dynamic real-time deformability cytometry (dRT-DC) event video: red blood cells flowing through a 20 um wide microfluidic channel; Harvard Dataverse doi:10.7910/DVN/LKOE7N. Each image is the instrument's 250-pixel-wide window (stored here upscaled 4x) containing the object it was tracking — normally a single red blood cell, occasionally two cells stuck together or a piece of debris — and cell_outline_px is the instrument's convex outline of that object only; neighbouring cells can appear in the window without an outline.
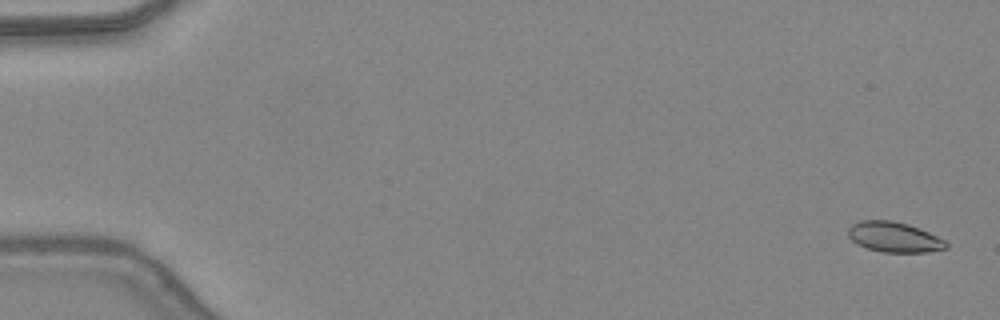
{"species": "common noctule bat (a hibernating species)", "species_latin": "Nyctalus noctula", "temperature_condition": "warm", "stored_images_in_passage": 48, "camera_frame_rate_fps": 3000, "um_per_image_px": 0.085, "animal": {"sex": "female", "body_mass_g": 24.6, "forearm_length_mm": 56.2}, "frame": {"image": 1, "passage_image": 2, "time_ms": 0.333, "image_size_px": [1000, 320], "cell_outline_px": [[948, 248], [928, 252], [884, 252], [868, 248], [856, 244], [848, 236], [848, 228], [852, 224], [860, 220], [892, 220], [908, 224], [928, 232], [944, 240], [948, 244]], "centroid_in_image_um": [75.98, 20.15], "position_along_channel_um": 9.0, "area_um2": 17.22}}
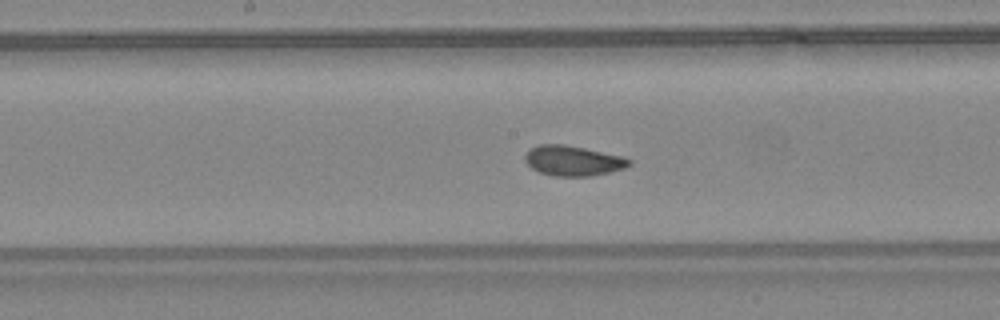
{"frame": {"image": 2, "passage_image": 26, "time_ms": 8.333, "image_size_px": [1000, 320], "cell_outline_px": [[632, 164], [624, 168], [592, 176], [556, 176], [540, 172], [532, 168], [524, 160], [524, 156], [532, 148], [540, 144], [564, 144], [584, 148], [620, 156], [632, 160]], "centroid_in_image_um": [48.7, 13.66], "position_along_channel_um": 199.5, "area_um2": 18.03}}
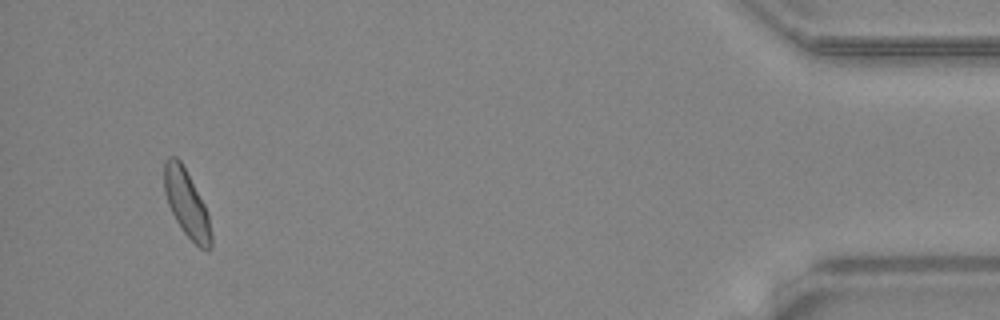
{"frame": {"image": 3, "passage_image": 46, "time_ms": 15.0, "image_size_px": [1000, 320], "cell_outline_px": [[212, 248], [208, 252], [200, 248], [184, 232], [176, 220], [168, 204], [164, 192], [164, 164], [168, 156], [176, 156], [180, 160], [204, 204], [208, 212], [212, 236]], "centroid_in_image_um": [15.88, 17.33], "position_along_channel_um": 419.3, "area_um2": 18.21}, "authors_computed_cell_mechanics": {"area_um2": 17.9469, "velocity_mm_per_s": 4.3949, "shape_relaxation_time_tau1_ms": 3.6696, "shape_relaxation_time_tau2_ms": 1.5976, "deformation_change_tau1": 0.0987, "deformation_change_tau2": 0.0612}}